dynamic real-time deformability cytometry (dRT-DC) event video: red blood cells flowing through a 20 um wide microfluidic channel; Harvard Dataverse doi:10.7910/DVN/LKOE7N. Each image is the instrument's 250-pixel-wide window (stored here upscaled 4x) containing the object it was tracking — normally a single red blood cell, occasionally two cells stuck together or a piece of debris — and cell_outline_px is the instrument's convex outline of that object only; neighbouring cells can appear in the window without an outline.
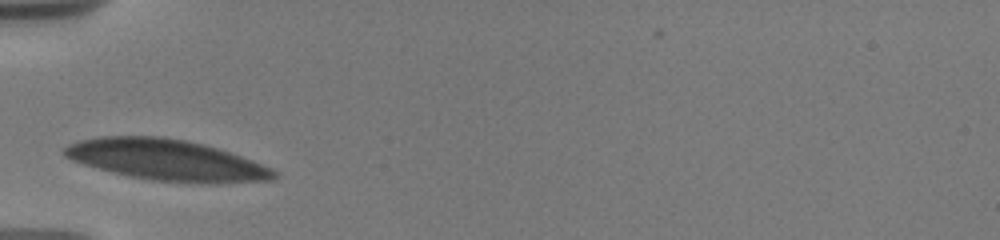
{"species": "human", "species_latin": "Homo sapiens", "temperature_condition": "warm", "stored_images_in_passage": 17, "camera_frame_rate_fps": 3000, "um_per_image_px": 0.085, "donor": {"sex": "male"}, "frame": {"image": 1, "passage_image": 1, "time_ms": 0.0, "image_size_px": [1000, 240], "cell_outline_px": [[276, 176], [272, 180], [152, 180], [112, 172], [84, 164], [72, 160], [64, 156], [60, 152], [68, 144], [80, 140], [100, 136], [164, 136], [184, 140], [216, 148], [252, 160], [272, 168], [276, 172]], "centroid_in_image_um": [13.99, 13.53], "position_along_channel_um": 71.0, "area_um2": 48.09}}
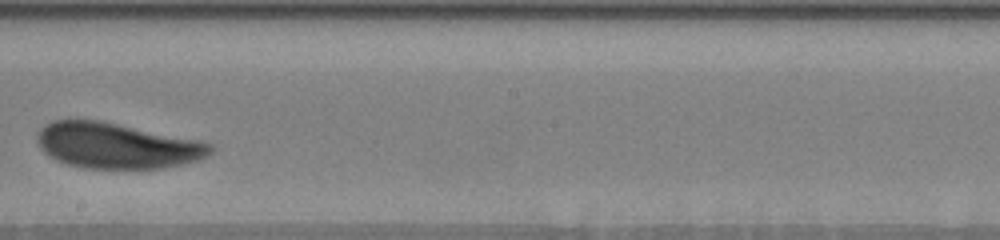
{"frame": {"image": 2, "passage_image": 9, "time_ms": 4.667, "image_size_px": [1000, 240], "cell_outline_px": [[216, 148], [208, 156], [200, 160], [184, 164], [164, 168], [80, 168], [56, 160], [48, 156], [40, 148], [36, 140], [36, 132], [40, 128], [52, 120], [100, 120], [204, 140], [212, 144]], "centroid_in_image_um": [9.97, 12.37], "position_along_channel_um": 238.2, "area_um2": 46.88}}
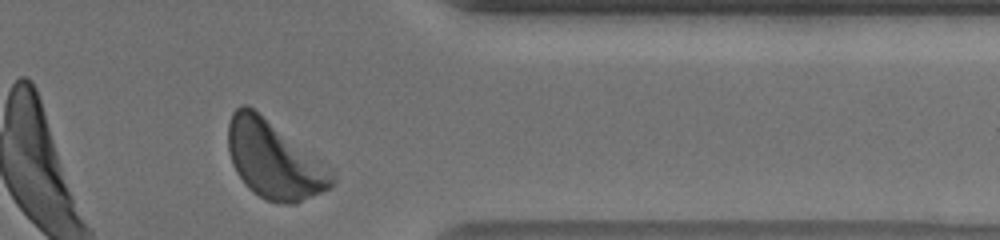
{"frame": {"image": 3, "passage_image": 17, "time_ms": 9.0, "image_size_px": [1000, 240], "cell_outline_px": [[336, 180], [328, 188], [296, 204], [280, 204], [268, 200], [252, 192], [248, 188], [236, 172], [232, 164], [228, 152], [228, 124], [232, 112], [240, 104], [248, 104], [336, 176]], "centroid_in_image_um": [23.19, 13.61], "position_along_channel_um": 388.2, "area_um2": 45.55}, "authors_computed_cell_mechanics": {"area_um2": 46.9336, "velocity_mm_per_s": 3.6234, "shape_relaxation_time_tau1_ms": 2.7604, "shape_relaxation_time_tau2_ms": null, "deformation_change_tau1": 0.1004, "deformation_change_tau2": null}}